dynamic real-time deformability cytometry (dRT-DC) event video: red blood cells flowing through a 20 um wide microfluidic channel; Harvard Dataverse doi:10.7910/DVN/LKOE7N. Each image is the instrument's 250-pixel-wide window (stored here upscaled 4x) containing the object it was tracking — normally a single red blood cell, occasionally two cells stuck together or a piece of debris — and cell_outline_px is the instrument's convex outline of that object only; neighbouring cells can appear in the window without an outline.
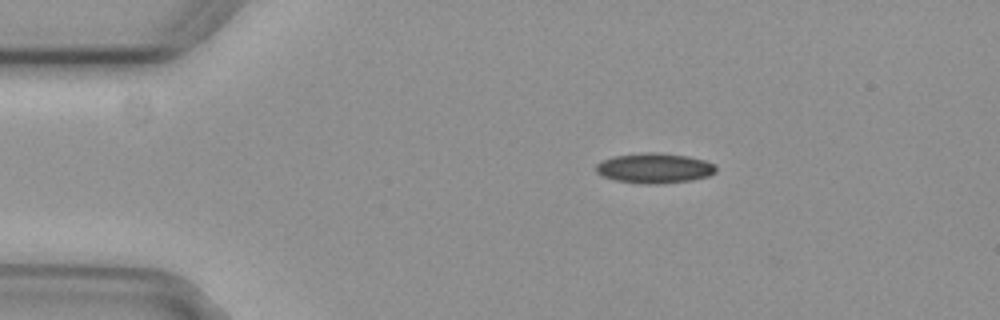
{"species": "common noctule bat (a hibernating species)", "species_latin": "Nyctalus noctula", "temperature_condition": "cold", "stored_images_in_passage": 5, "camera_frame_rate_fps": 3000, "um_per_image_px": 0.085, "animal": {"sex": "female", "body_mass_g": 29.2, "forearm_length_mm": 56.3}, "frame": {"image": 1, "passage_image": 1, "time_ms": 0.0, "image_size_px": [1000, 320], "cell_outline_px": [[716, 172], [708, 176], [692, 180], [656, 184], [640, 184], [616, 180], [604, 176], [596, 172], [596, 164], [612, 156], [644, 152], [652, 152], [688, 156], [704, 160], [712, 164], [716, 168]], "centroid_in_image_um": [55.61, 14.29], "position_along_channel_um": 29.4, "area_um2": 20.92}}
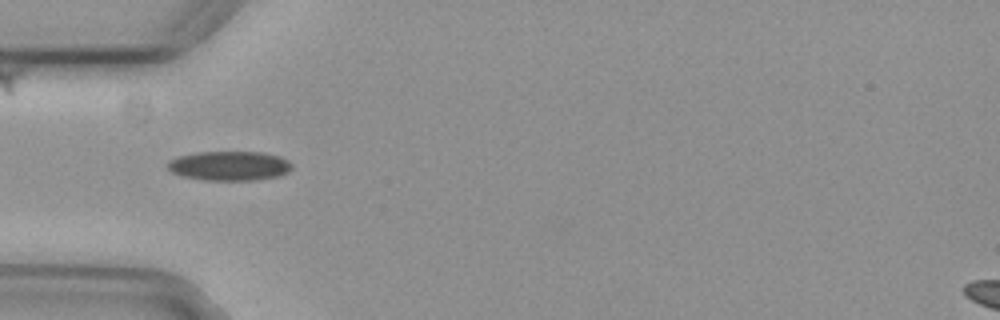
{"frame": {"image": 2, "passage_image": 3, "time_ms": 0.667, "image_size_px": [1000, 320], "cell_outline_px": [[292, 168], [288, 172], [276, 176], [256, 180], [204, 180], [180, 176], [172, 172], [168, 168], [168, 160], [180, 156], [196, 152], [264, 152], [280, 156], [288, 160], [292, 164]], "centroid_in_image_um": [19.5, 14.09], "position_along_channel_um": 65.5, "area_um2": 21.39}}